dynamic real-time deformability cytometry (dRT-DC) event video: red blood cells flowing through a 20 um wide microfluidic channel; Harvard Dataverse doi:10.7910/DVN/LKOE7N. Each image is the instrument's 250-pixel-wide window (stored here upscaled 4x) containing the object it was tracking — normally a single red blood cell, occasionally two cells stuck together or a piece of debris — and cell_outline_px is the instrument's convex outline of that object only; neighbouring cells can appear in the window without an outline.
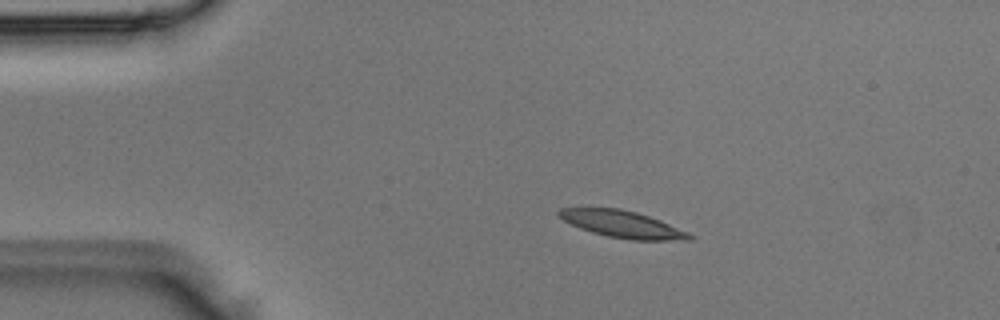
{"species": "Egyptian fruit bat (a non-hibernating species)", "species_latin": "Rousettus aegyptiacus", "temperature_condition": "room temperature", "stored_images_in_passage": 3, "camera_frame_rate_fps": 3000, "um_per_image_px": 0.085, "animal": {"sex": "male"}, "frame": {"image": 1, "passage_image": 2, "time_ms": 0.333, "image_size_px": [1000, 320], "cell_outline_px": [[692, 240], [632, 240], [608, 236], [592, 232], [580, 228], [564, 220], [556, 212], [560, 208], [620, 208], [636, 212], [660, 220], [688, 232], [692, 236]], "centroid_in_image_um": [52.91, 19.05], "position_along_channel_um": 32.1, "area_um2": 20.23}}